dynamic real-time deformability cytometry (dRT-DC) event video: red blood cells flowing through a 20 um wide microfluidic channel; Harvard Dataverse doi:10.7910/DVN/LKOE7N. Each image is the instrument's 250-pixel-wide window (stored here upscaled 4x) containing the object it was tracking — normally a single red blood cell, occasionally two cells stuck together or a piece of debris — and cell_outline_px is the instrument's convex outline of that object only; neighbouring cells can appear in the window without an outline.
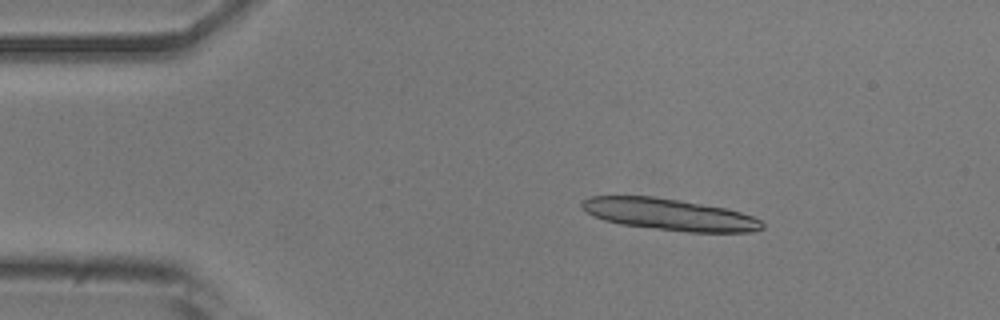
{"species": "common noctule bat (a hibernating species)", "species_latin": "Nyctalus noctula", "temperature_condition": "room temperature", "stored_images_in_passage": 51, "segment_of_instrument_passage": [1, 2], "camera_frame_rate_fps": 3000, "um_per_image_px": 0.085, "animal": {"sex": "male", "body_mass_g": 20.5, "forearm_length_mm": 52.5}, "frame": {"image": 1, "passage_image": 7, "time_ms": 2.0, "image_size_px": [1000, 320], "cell_outline_px": [[764, 228], [752, 232], [688, 232], [620, 224], [604, 220], [588, 212], [580, 204], [584, 200], [592, 196], [652, 196], [680, 200], [724, 208], [740, 212], [752, 216], [760, 220], [764, 224]], "centroid_in_image_um": [56.94, 18.23], "position_along_channel_um": 28.1, "area_um2": 32.89}}